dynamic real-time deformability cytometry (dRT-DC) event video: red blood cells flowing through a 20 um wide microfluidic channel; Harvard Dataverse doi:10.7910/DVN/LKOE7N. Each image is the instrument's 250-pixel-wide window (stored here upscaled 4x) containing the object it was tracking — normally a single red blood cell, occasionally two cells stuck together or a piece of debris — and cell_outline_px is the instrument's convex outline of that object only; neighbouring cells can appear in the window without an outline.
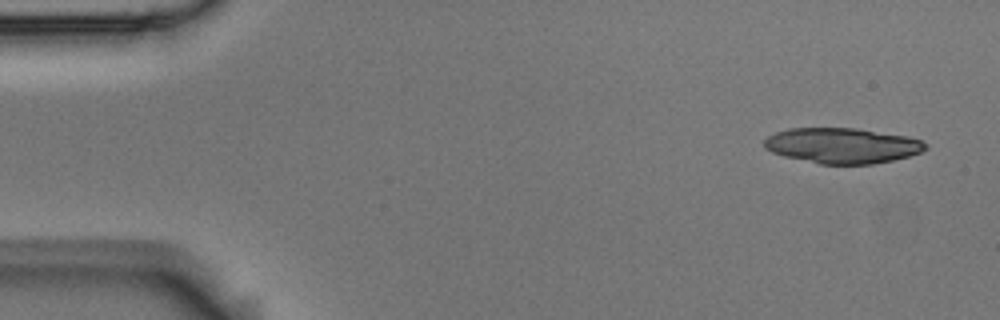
{"species": "Egyptian fruit bat (a non-hibernating species)", "species_latin": "Rousettus aegyptiacus", "temperature_condition": "room temperature", "stored_images_in_passage": 9, "camera_frame_rate_fps": 3000, "um_per_image_px": 0.085, "animal": {"sex": "male"}, "frame": {"image": 1, "passage_image": 1, "time_ms": 0.0, "image_size_px": [1000, 320], "cell_outline_px": [[928, 148], [920, 152], [908, 156], [892, 160], [872, 164], [820, 164], [784, 156], [772, 152], [764, 148], [764, 140], [768, 136], [776, 132], [788, 128], [856, 128], [908, 136], [920, 140], [928, 144]], "centroid_in_image_um": [71.59, 12.37], "position_along_channel_um": 13.4, "area_um2": 33.29}}
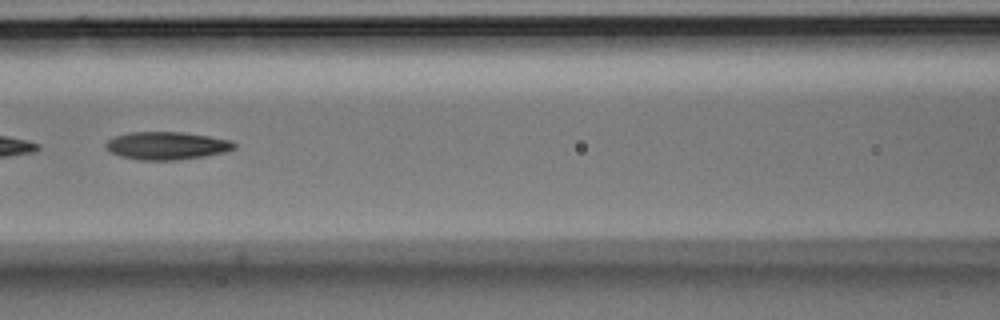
{"frame": {"image": 2, "passage_image": 7, "time_ms": 2.0, "image_size_px": [1000, 320], "cell_outline_px": [[236, 148], [228, 152], [204, 156], [176, 160], [140, 160], [120, 156], [112, 152], [104, 144], [108, 140], [116, 136], [128, 132], [180, 132], [208, 136], [232, 140], [236, 144]], "centroid_in_image_um": [14.22, 12.38], "position_along_channel_um": 152.4, "area_um2": 20.81}}
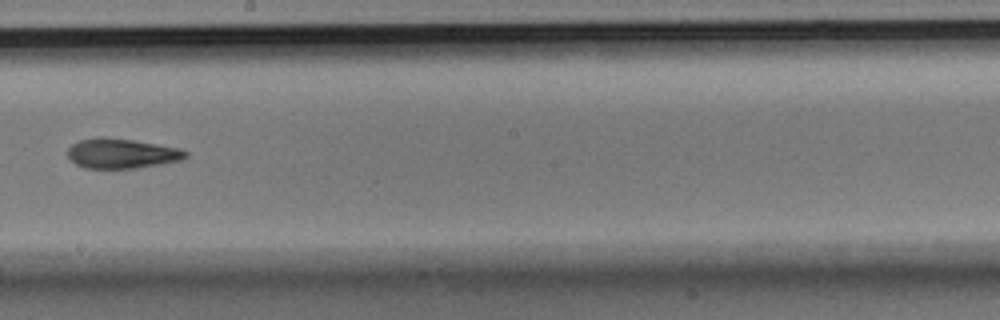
{"frame": {"image": 3, "passage_image": 9, "time_ms": 2.667, "image_size_px": [1000, 320], "cell_outline_px": [[188, 156], [184, 160], [136, 168], [84, 168], [76, 164], [68, 156], [68, 148], [72, 144], [80, 140], [100, 136], [132, 140], [180, 148], [188, 152]], "centroid_in_image_um": [10.36, 13.04], "position_along_channel_um": 237.8, "area_um2": 20.52}}